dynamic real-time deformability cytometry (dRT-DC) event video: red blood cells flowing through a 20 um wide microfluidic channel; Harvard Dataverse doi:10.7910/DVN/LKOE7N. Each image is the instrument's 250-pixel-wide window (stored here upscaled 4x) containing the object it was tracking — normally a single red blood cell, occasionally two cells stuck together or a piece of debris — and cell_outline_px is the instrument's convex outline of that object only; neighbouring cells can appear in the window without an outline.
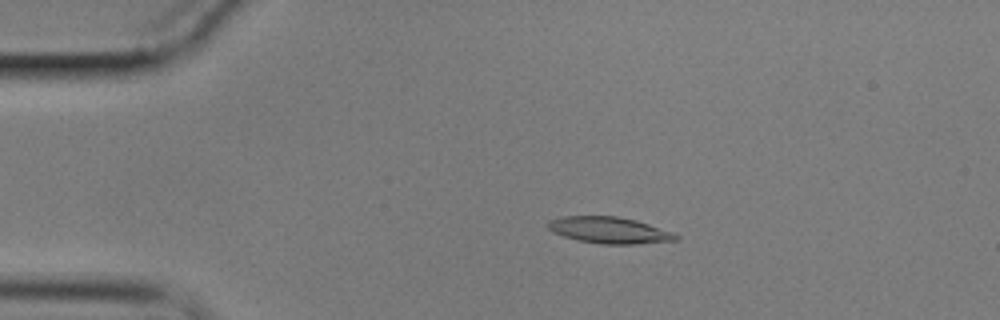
{"species": "common noctule bat (a hibernating species)", "species_latin": "Nyctalus noctula", "temperature_condition": "cold", "stored_images_in_passage": 60, "camera_frame_rate_fps": 3000, "um_per_image_px": 0.085, "animal": {"sex": "male", "body_mass_g": 17.9}, "frame": {"image": 1, "passage_image": 12, "time_ms": 3.667, "image_size_px": [1000, 320], "cell_outline_px": [[680, 240], [640, 244], [600, 244], [580, 240], [564, 236], [552, 232], [548, 228], [548, 220], [564, 216], [616, 216], [636, 220], [672, 232], [680, 236]], "centroid_in_image_um": [51.82, 19.57], "position_along_channel_um": 33.2, "area_um2": 19.71}}
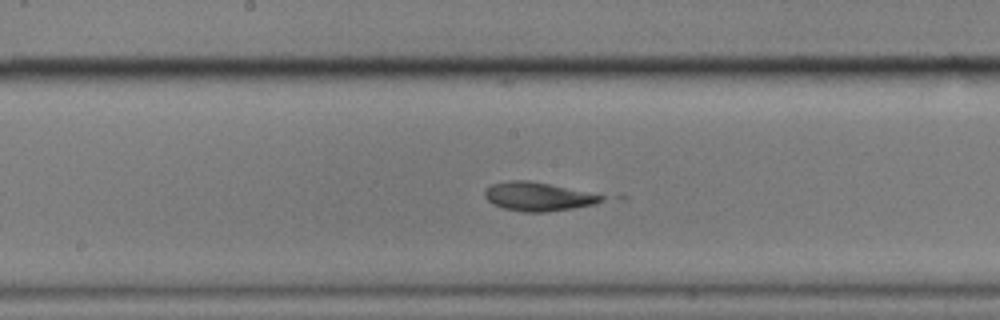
{"frame": {"image": 2, "passage_image": 31, "time_ms": 10.0, "image_size_px": [1000, 320], "cell_outline_px": [[604, 200], [596, 204], [572, 208], [544, 212], [524, 212], [504, 208], [492, 204], [484, 196], [484, 192], [492, 184], [512, 180], [528, 180], [548, 184], [604, 196]], "centroid_in_image_um": [45.7, 16.72], "position_along_channel_um": 202.5, "area_um2": 19.13}}
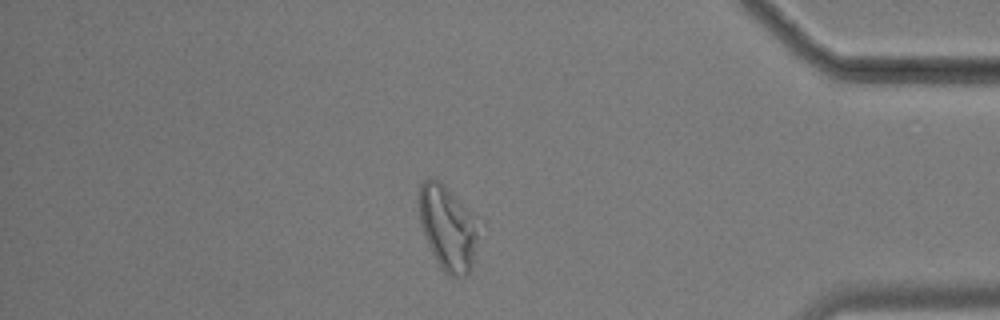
{"frame": {"image": 3, "passage_image": 51, "time_ms": 16.667, "image_size_px": [1000, 320], "cell_outline_px": [[476, 236], [472, 268], [468, 276], [452, 276], [444, 272], [436, 260], [424, 236], [416, 204], [416, 200], [420, 184], [428, 176], [432, 176], [440, 180], [444, 184], [472, 216]], "centroid_in_image_um": [37.95, 19.33], "position_along_channel_um": 397.2, "area_um2": 28.9}}